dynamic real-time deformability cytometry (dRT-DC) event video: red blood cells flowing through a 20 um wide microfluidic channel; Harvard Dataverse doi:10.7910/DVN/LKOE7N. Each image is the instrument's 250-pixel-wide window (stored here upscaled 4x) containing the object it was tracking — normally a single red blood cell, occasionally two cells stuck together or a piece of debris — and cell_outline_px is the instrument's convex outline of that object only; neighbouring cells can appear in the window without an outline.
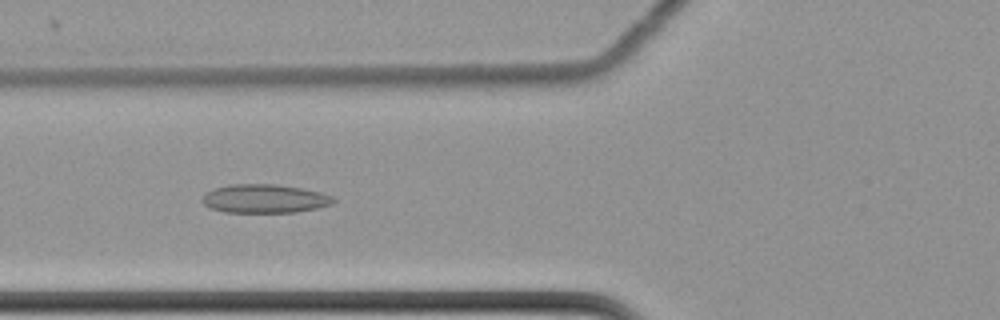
{"species": "common noctule bat (a hibernating species)", "species_latin": "Nyctalus noctula", "temperature_condition": "cold", "stored_images_in_passage": 62, "camera_frame_rate_fps": 3000, "um_per_image_px": 0.085, "animal": {"sex": "female", "body_mass_g": 22.7, "forearm_length_mm": 54.2}, "frame": {"image": 1, "passage_image": 26, "time_ms": 8.333, "image_size_px": [1000, 320], "cell_outline_px": [[336, 200], [332, 204], [316, 208], [296, 212], [224, 212], [208, 208], [204, 204], [204, 196], [212, 188], [232, 184], [276, 184], [300, 188], [320, 192], [332, 196]], "centroid_in_image_um": [22.49, 16.88], "position_along_channel_um": 103.3, "area_um2": 21.79}}
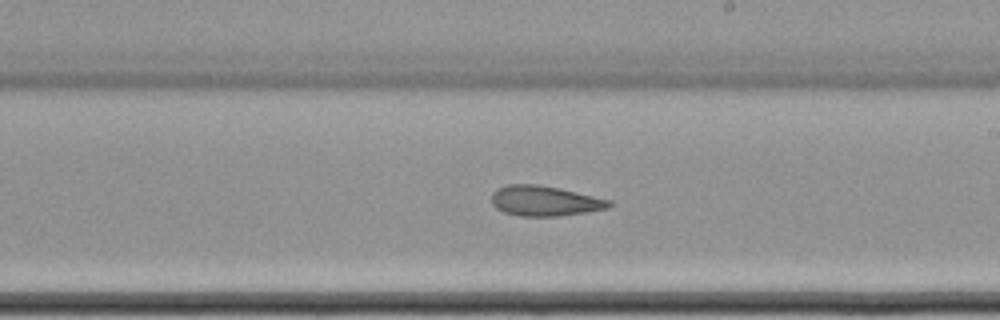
{"frame": {"image": 2, "passage_image": 38, "time_ms": 12.333, "image_size_px": [1000, 320], "cell_outline_px": [[612, 204], [608, 208], [588, 212], [560, 216], [520, 216], [504, 212], [496, 208], [492, 204], [492, 192], [496, 188], [508, 184], [536, 184], [560, 188], [612, 200]], "centroid_in_image_um": [46.3, 17.07], "position_along_channel_um": 242.7, "area_um2": 20.87}}
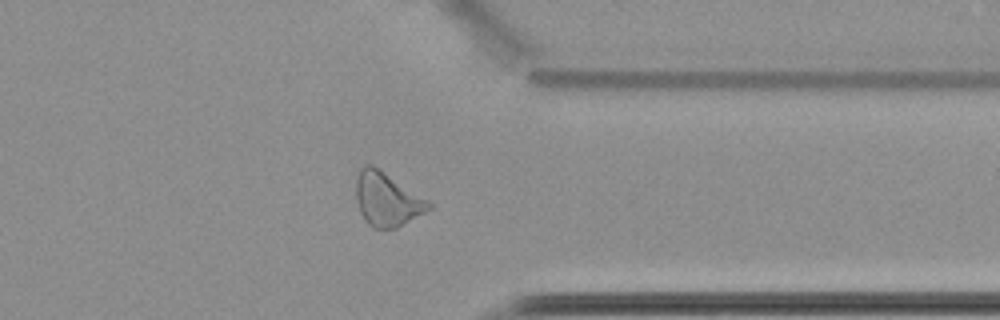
{"frame": {"image": 3, "passage_image": 50, "time_ms": 16.333, "image_size_px": [1000, 320], "cell_outline_px": [[432, 208], [396, 228], [372, 228], [364, 220], [360, 212], [356, 200], [356, 176], [360, 168], [364, 164], [372, 164], [428, 200], [432, 204]], "centroid_in_image_um": [32.86, 16.93], "position_along_channel_um": 378.5, "area_um2": 22.66}, "authors_computed_cell_mechanics": {"area_um2": 23.2934, "velocity_mm_per_s": 3.4825, "shape_relaxation_time_tau1_ms": null, "shape_relaxation_time_tau2_ms": 10.4561, "deformation_change_tau1": null, "deformation_change_tau2": 0.1907}}